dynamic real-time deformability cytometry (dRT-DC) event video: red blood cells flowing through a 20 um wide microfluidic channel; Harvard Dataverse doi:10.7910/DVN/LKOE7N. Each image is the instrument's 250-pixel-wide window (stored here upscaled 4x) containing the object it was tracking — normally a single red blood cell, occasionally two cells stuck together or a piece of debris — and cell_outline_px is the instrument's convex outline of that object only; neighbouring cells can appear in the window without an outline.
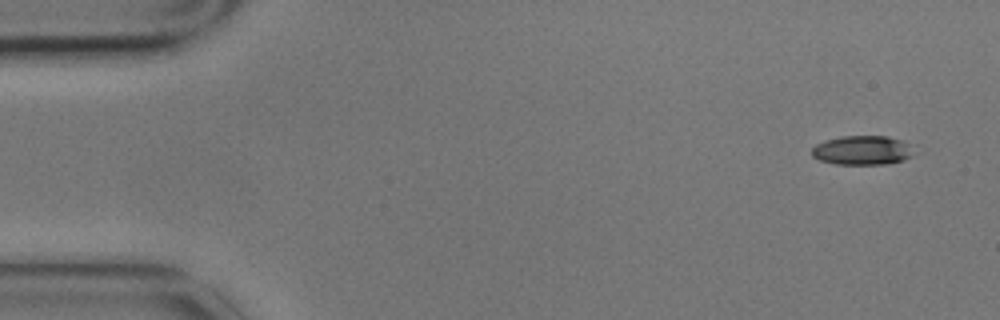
{"species": "common noctule bat (a hibernating species)", "species_latin": "Nyctalus noctula", "temperature_condition": "cold", "stored_images_in_passage": 5, "segment_of_instrument_passage": [1, 2], "camera_frame_rate_fps": 3000, "um_per_image_px": 0.085, "animal": {"sex": "male", "body_mass_g": 17.9}, "frame": {"image": 1, "passage_image": 1, "time_ms": 0.0, "image_size_px": [1000, 320], "cell_outline_px": [[912, 156], [904, 160], [884, 164], [836, 164], [820, 160], [812, 156], [812, 148], [816, 144], [824, 140], [840, 136], [888, 136], [904, 140]], "centroid_in_image_um": [73.24, 12.76], "position_along_channel_um": 11.8, "area_um2": 17.22}}